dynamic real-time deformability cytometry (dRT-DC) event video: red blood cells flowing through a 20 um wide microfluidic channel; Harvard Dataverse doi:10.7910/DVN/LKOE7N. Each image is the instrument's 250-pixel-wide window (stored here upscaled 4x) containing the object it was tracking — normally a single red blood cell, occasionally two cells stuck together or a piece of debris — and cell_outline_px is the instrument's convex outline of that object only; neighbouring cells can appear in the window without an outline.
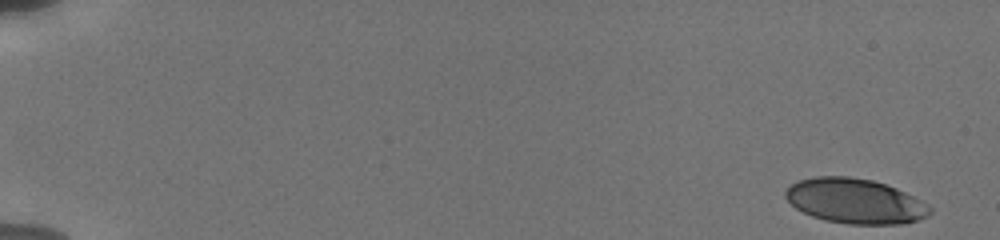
{"species": "human", "species_latin": "Homo sapiens", "temperature_condition": "cold", "stored_images_in_passage": 20, "camera_frame_rate_fps": 3000, "um_per_image_px": 0.085, "donor": {"sex": "male"}, "frame": {"image": 1, "passage_image": 1, "time_ms": 0.0, "image_size_px": [1000, 240], "cell_outline_px": [[932, 212], [928, 216], [904, 224], [848, 224], [824, 220], [812, 216], [796, 208], [784, 196], [784, 192], [792, 184], [800, 180], [816, 176], [848, 176], [872, 180], [896, 188], [928, 204], [932, 208]], "centroid_in_image_um": [72.69, 17.09], "position_along_channel_um": 12.3, "area_um2": 37.69}}
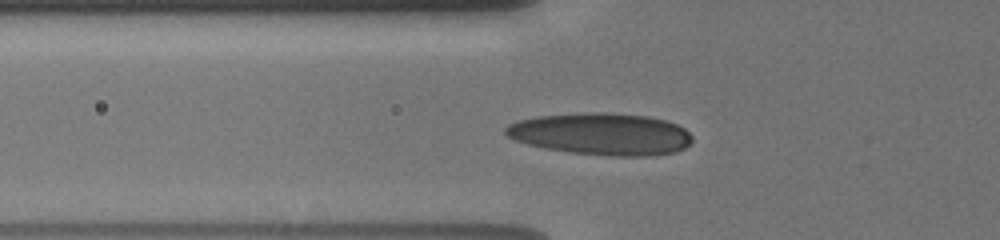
{"frame": {"image": 2, "passage_image": 16, "time_ms": 6.333, "image_size_px": [1000, 240], "cell_outline_px": [[692, 140], [684, 148], [676, 152], [652, 156], [612, 156], [572, 152], [544, 148], [528, 144], [516, 140], [508, 136], [504, 132], [504, 128], [508, 124], [520, 120], [536, 116], [584, 112], [612, 112], [648, 116], [664, 120], [676, 124], [684, 128], [692, 136]], "centroid_in_image_um": [51.11, 11.38], "position_along_channel_um": 74.7, "area_um2": 45.84}}
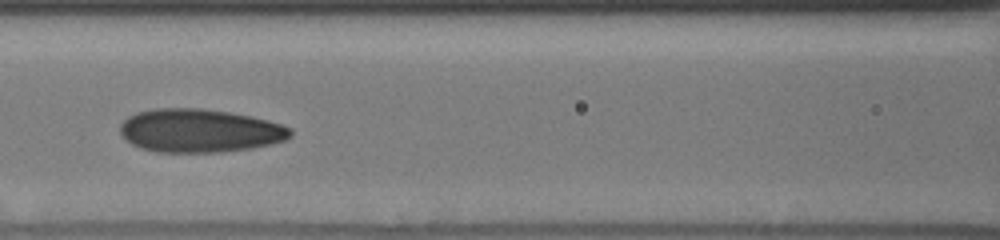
{"frame": {"image": 3, "passage_image": 19, "time_ms": 8.333, "image_size_px": [1000, 240], "cell_outline_px": [[292, 136], [284, 140], [272, 144], [252, 148], [220, 152], [156, 152], [140, 148], [124, 140], [120, 132], [120, 124], [128, 116], [136, 112], [156, 108], [200, 108], [232, 112], [252, 116], [268, 120], [292, 128]], "centroid_in_image_um": [16.96, 11.1], "position_along_channel_um": 149.6, "area_um2": 43.47}}